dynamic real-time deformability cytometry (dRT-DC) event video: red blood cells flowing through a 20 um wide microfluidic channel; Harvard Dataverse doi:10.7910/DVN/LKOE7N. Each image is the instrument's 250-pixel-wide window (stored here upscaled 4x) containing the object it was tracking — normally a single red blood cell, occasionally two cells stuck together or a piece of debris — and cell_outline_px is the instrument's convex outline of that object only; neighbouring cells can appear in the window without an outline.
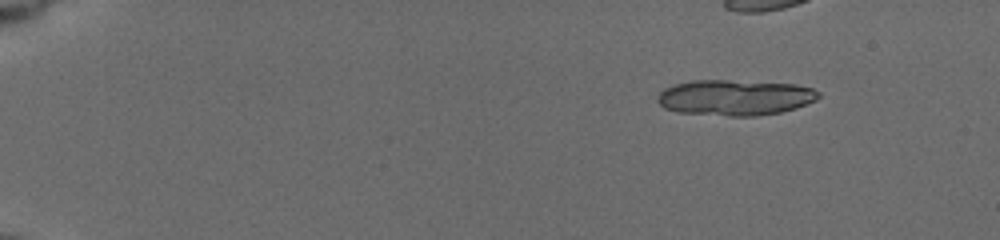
{"species": "common noctule bat (a hibernating species)", "species_latin": "Nyctalus noctula", "temperature_condition": "cold", "stored_images_in_passage": 16, "camera_frame_rate_fps": 3000, "um_per_image_px": 0.085, "animal": {"sex": "female", "body_mass_g": 19.5, "forearm_length_mm": 54.1}, "frame": {"image": 1, "passage_image": 1, "time_ms": 0.0, "image_size_px": [1000, 240], "cell_outline_px": [[820, 96], [816, 100], [796, 108], [780, 112], [756, 116], [728, 116], [676, 112], [664, 108], [656, 100], [660, 92], [664, 88], [676, 84], [692, 80], [728, 80], [796, 84], [812, 88], [820, 92]], "centroid_in_image_um": [62.47, 8.29], "position_along_channel_um": 22.5, "area_um2": 33.64}}